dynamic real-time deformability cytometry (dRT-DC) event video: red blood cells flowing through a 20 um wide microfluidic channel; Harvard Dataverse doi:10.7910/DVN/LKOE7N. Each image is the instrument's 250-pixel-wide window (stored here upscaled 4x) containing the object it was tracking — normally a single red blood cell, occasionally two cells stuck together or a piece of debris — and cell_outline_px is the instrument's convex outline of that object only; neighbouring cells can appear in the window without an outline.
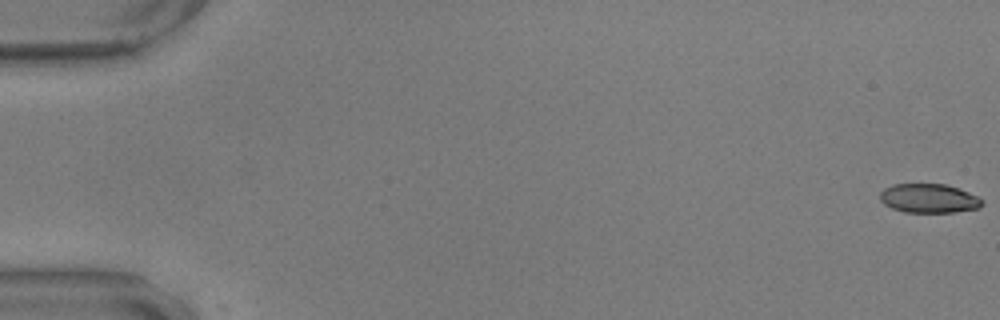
{"species": "common noctule bat (a hibernating species)", "species_latin": "Nyctalus noctula", "temperature_condition": "warm", "stored_images_in_passage": 2, "camera_frame_rate_fps": 3000, "um_per_image_px": 0.085, "animal": {"sex": "male", "body_mass_g": 17.9, "forearm_length_mm": 54.2}, "frame": {"image": 1, "passage_image": 1, "time_ms": 0.0, "image_size_px": [1000, 320], "cell_outline_px": [[984, 204], [980, 208], [956, 212], [904, 212], [892, 208], [884, 204], [880, 200], [880, 192], [884, 188], [892, 184], [944, 184], [960, 188], [984, 200]], "centroid_in_image_um": [78.97, 16.86], "position_along_channel_um": 6.0, "area_um2": 17.46}}